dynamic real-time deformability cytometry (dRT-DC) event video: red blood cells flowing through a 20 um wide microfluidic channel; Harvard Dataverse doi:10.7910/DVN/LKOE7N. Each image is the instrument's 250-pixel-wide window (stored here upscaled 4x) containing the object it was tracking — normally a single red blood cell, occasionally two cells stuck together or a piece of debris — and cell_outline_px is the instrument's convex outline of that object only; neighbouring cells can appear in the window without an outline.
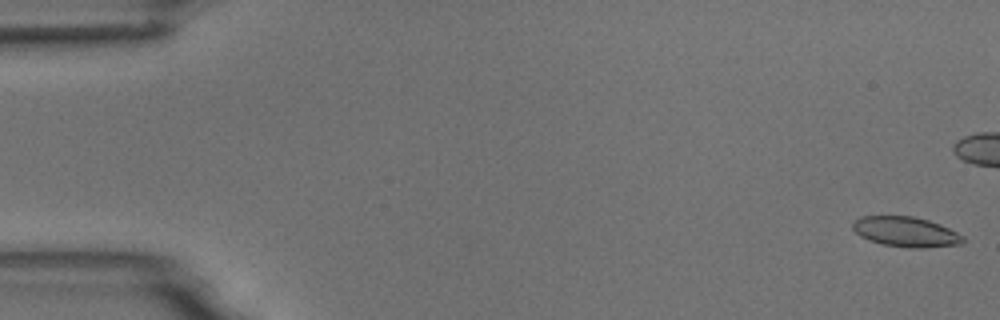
{"species": "common noctule bat (a hibernating species)", "species_latin": "Nyctalus noctula", "temperature_condition": "room temperature", "stored_images_in_passage": 6, "camera_frame_rate_fps": 3000, "um_per_image_px": 0.085, "animal": {"sex": "male", "body_mass_g": 18.8}, "frame": {"image": 1, "passage_image": 1, "time_ms": 0.0, "image_size_px": [1000, 320], "cell_outline_px": [[964, 244], [924, 248], [908, 248], [880, 244], [868, 240], [860, 236], [852, 228], [852, 220], [860, 216], [912, 216], [928, 220], [940, 224], [964, 236]], "centroid_in_image_um": [76.98, 19.71], "position_along_channel_um": 8.0, "area_um2": 19.59}}
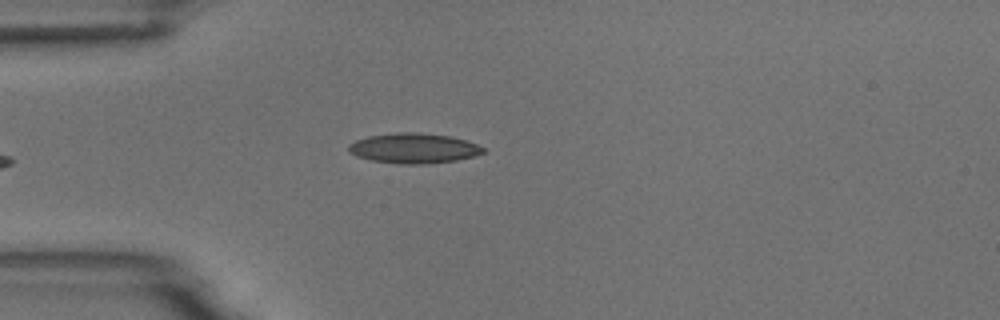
{"frame": {"image": 2, "passage_image": 6, "time_ms": 6.0, "image_size_px": [1000, 320], "cell_outline_px": [[488, 152], [456, 160], [424, 164], [400, 164], [372, 160], [356, 156], [348, 152], [348, 144], [356, 140], [368, 136], [396, 132], [416, 132], [448, 136], [464, 140], [476, 144], [484, 148]], "centroid_in_image_um": [35.14, 12.6], "position_along_channel_um": 49.9, "area_um2": 23.52}}